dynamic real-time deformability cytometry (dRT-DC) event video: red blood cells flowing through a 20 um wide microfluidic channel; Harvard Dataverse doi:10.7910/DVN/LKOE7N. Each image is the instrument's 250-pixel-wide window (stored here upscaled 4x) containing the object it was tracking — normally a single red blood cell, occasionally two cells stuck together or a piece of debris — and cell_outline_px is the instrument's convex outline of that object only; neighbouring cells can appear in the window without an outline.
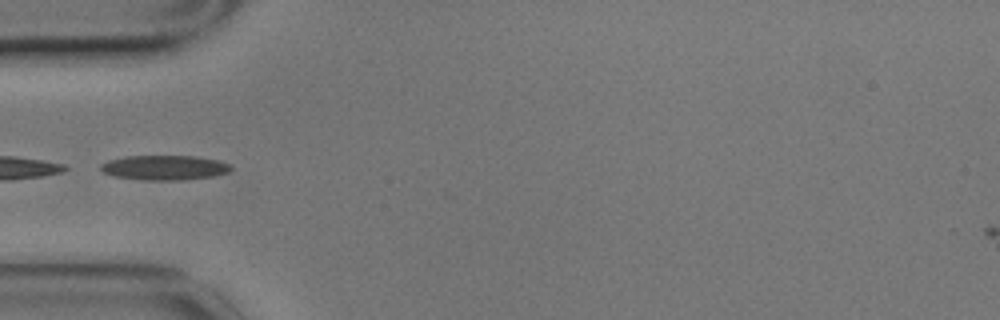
{"species": "common noctule bat (a hibernating species)", "species_latin": "Nyctalus noctula", "temperature_condition": "cold", "stored_images_in_passage": 13, "camera_frame_rate_fps": 3000, "um_per_image_px": 0.085, "animal": {"sex": "male", "body_mass_g": 17.9}, "frame": {"image": 1, "passage_image": 1, "time_ms": 0.0, "image_size_px": [1000, 320], "cell_outline_px": [[232, 168], [228, 172], [212, 176], [184, 180], [144, 180], [116, 176], [104, 172], [100, 168], [100, 164], [108, 160], [124, 156], [196, 156], [216, 160], [228, 164]], "centroid_in_image_um": [13.96, 14.24], "position_along_channel_um": 71.0, "area_um2": 18.61}}